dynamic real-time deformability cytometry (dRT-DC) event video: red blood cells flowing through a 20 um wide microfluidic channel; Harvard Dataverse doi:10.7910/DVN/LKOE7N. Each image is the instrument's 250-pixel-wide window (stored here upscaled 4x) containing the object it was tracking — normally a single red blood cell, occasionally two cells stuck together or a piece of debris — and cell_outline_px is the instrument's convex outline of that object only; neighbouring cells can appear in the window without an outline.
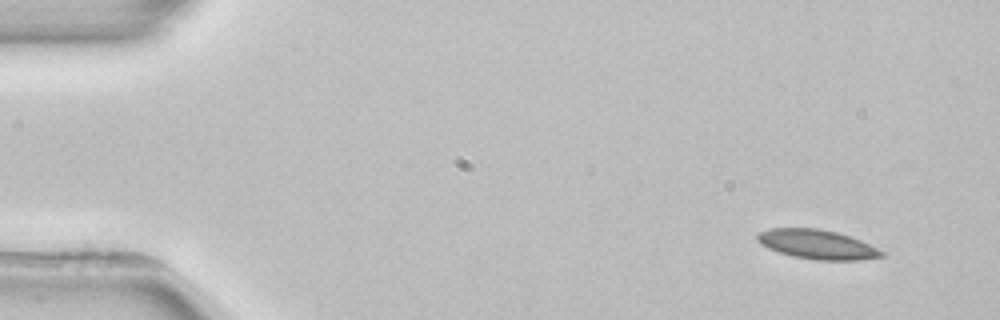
{"species": "common noctule bat (a hibernating species)", "species_latin": "Nyctalus noctula", "temperature_condition": "room temperature", "stored_images_in_passage": 6, "segment_of_instrument_passage": [2, 2], "camera_frame_rate_fps": 3000, "um_per_image_px": 0.085, "animal": {"sex": "female", "body_mass_g": 22.7, "forearm_length_mm": 54.2}, "frame": {"image": 1, "passage_image": 6, "time_ms": 7.333, "image_size_px": [1000, 320], "cell_outline_px": [[884, 256], [860, 260], [816, 260], [792, 256], [768, 248], [760, 244], [756, 240], [756, 232], [768, 228], [816, 228], [836, 232], [860, 240], [884, 252]], "centroid_in_image_um": [69.39, 20.77], "position_along_channel_um": 15.6, "area_um2": 21.21}}